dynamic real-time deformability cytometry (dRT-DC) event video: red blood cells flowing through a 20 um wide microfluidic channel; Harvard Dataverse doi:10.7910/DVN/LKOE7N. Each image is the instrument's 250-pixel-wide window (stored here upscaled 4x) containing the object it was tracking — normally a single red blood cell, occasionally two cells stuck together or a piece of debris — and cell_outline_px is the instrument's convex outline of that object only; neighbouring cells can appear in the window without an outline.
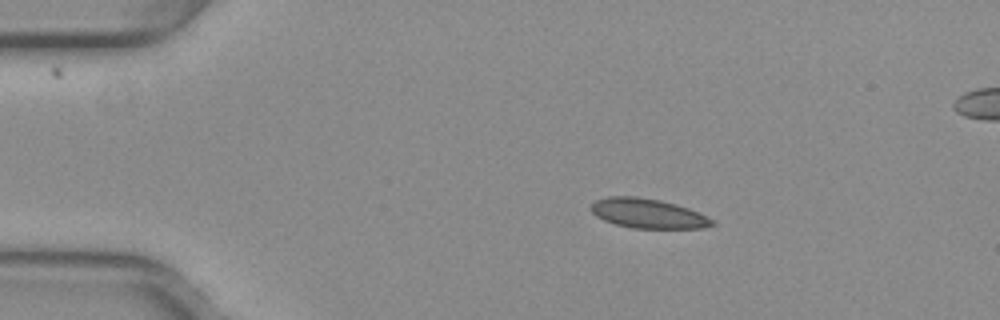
{"species": "common noctule bat (a hibernating species)", "species_latin": "Nyctalus noctula", "temperature_condition": "warm", "stored_images_in_passage": 6, "camera_frame_rate_fps": 3000, "um_per_image_px": 0.085, "animal": {"sex": "female", "body_mass_g": 29.2, "forearm_length_mm": 56.3}, "frame": {"image": 1, "passage_image": 1, "time_ms": 0.0, "image_size_px": [1000, 320], "cell_outline_px": [[716, 224], [704, 228], [632, 228], [616, 224], [604, 220], [596, 216], [588, 208], [596, 200], [608, 196], [636, 196], [660, 200], [676, 204], [688, 208], [708, 216]], "centroid_in_image_um": [55.06, 18.14], "position_along_channel_um": 29.9, "area_um2": 20.92}}